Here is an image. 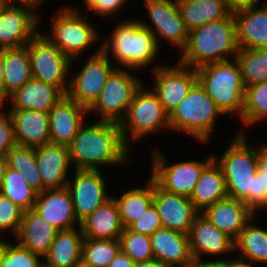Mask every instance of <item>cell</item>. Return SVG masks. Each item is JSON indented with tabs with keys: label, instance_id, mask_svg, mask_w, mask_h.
I'll list each match as a JSON object with an SVG mask.
<instances>
[{
	"label": "cell",
	"instance_id": "6da1fadb",
	"mask_svg": "<svg viewBox=\"0 0 267 267\" xmlns=\"http://www.w3.org/2000/svg\"><path fill=\"white\" fill-rule=\"evenodd\" d=\"M85 124L68 145L75 169L100 170L97 165L117 166L128 162L131 151L124 143L119 123L96 120L94 124Z\"/></svg>",
	"mask_w": 267,
	"mask_h": 267
},
{
	"label": "cell",
	"instance_id": "7a4b0ae2",
	"mask_svg": "<svg viewBox=\"0 0 267 267\" xmlns=\"http://www.w3.org/2000/svg\"><path fill=\"white\" fill-rule=\"evenodd\" d=\"M238 51L236 21L232 14L191 29L178 62L198 69L206 64L230 60L226 56L229 54L235 59Z\"/></svg>",
	"mask_w": 267,
	"mask_h": 267
},
{
	"label": "cell",
	"instance_id": "3957f363",
	"mask_svg": "<svg viewBox=\"0 0 267 267\" xmlns=\"http://www.w3.org/2000/svg\"><path fill=\"white\" fill-rule=\"evenodd\" d=\"M103 42L101 51L107 57L112 55L121 66L132 70L146 68L155 61L160 50L150 30L133 19L115 25L112 34Z\"/></svg>",
	"mask_w": 267,
	"mask_h": 267
},
{
	"label": "cell",
	"instance_id": "277c9868",
	"mask_svg": "<svg viewBox=\"0 0 267 267\" xmlns=\"http://www.w3.org/2000/svg\"><path fill=\"white\" fill-rule=\"evenodd\" d=\"M196 71L197 81L222 114H236L241 118L246 86L238 62L234 59L210 63Z\"/></svg>",
	"mask_w": 267,
	"mask_h": 267
},
{
	"label": "cell",
	"instance_id": "5b68a950",
	"mask_svg": "<svg viewBox=\"0 0 267 267\" xmlns=\"http://www.w3.org/2000/svg\"><path fill=\"white\" fill-rule=\"evenodd\" d=\"M243 130L236 134L222 156L216 159L221 166L227 195L241 200L252 210L253 177L257 174V150L246 143Z\"/></svg>",
	"mask_w": 267,
	"mask_h": 267
},
{
	"label": "cell",
	"instance_id": "8992f818",
	"mask_svg": "<svg viewBox=\"0 0 267 267\" xmlns=\"http://www.w3.org/2000/svg\"><path fill=\"white\" fill-rule=\"evenodd\" d=\"M222 115L197 81L187 96L169 113V127L189 133L196 141L205 143L212 136L216 118Z\"/></svg>",
	"mask_w": 267,
	"mask_h": 267
},
{
	"label": "cell",
	"instance_id": "52a82bcc",
	"mask_svg": "<svg viewBox=\"0 0 267 267\" xmlns=\"http://www.w3.org/2000/svg\"><path fill=\"white\" fill-rule=\"evenodd\" d=\"M141 87L136 91L125 118L119 123L124 143L130 148L133 140L170 129L169 114L152 88ZM129 132V133H128Z\"/></svg>",
	"mask_w": 267,
	"mask_h": 267
},
{
	"label": "cell",
	"instance_id": "ba28073f",
	"mask_svg": "<svg viewBox=\"0 0 267 267\" xmlns=\"http://www.w3.org/2000/svg\"><path fill=\"white\" fill-rule=\"evenodd\" d=\"M55 15H52L50 33L43 34L71 60L81 56L98 40L96 29L88 21V13L80 14L78 7L65 5Z\"/></svg>",
	"mask_w": 267,
	"mask_h": 267
},
{
	"label": "cell",
	"instance_id": "9c48e42d",
	"mask_svg": "<svg viewBox=\"0 0 267 267\" xmlns=\"http://www.w3.org/2000/svg\"><path fill=\"white\" fill-rule=\"evenodd\" d=\"M27 49L32 78L59 87L67 94V78L75 59L71 60L41 32L28 42Z\"/></svg>",
	"mask_w": 267,
	"mask_h": 267
},
{
	"label": "cell",
	"instance_id": "30bf717a",
	"mask_svg": "<svg viewBox=\"0 0 267 267\" xmlns=\"http://www.w3.org/2000/svg\"><path fill=\"white\" fill-rule=\"evenodd\" d=\"M129 70L120 67L111 72L100 96L88 109V113L100 112L102 121L120 123L125 118L136 91L143 84L134 76L132 69Z\"/></svg>",
	"mask_w": 267,
	"mask_h": 267
},
{
	"label": "cell",
	"instance_id": "8fae6325",
	"mask_svg": "<svg viewBox=\"0 0 267 267\" xmlns=\"http://www.w3.org/2000/svg\"><path fill=\"white\" fill-rule=\"evenodd\" d=\"M214 155L206 158L205 162L188 160L172 165L166 164L165 154L153 150L150 177L164 190L190 197L200 179L203 169L214 159Z\"/></svg>",
	"mask_w": 267,
	"mask_h": 267
},
{
	"label": "cell",
	"instance_id": "7c38bea8",
	"mask_svg": "<svg viewBox=\"0 0 267 267\" xmlns=\"http://www.w3.org/2000/svg\"><path fill=\"white\" fill-rule=\"evenodd\" d=\"M115 68L111 59L102 51L101 47L89 57L80 72L69 79L67 96L79 105L89 109L100 96L108 76Z\"/></svg>",
	"mask_w": 267,
	"mask_h": 267
},
{
	"label": "cell",
	"instance_id": "4fadbf2b",
	"mask_svg": "<svg viewBox=\"0 0 267 267\" xmlns=\"http://www.w3.org/2000/svg\"><path fill=\"white\" fill-rule=\"evenodd\" d=\"M143 1L148 10L150 23H153L155 30L150 24L140 19L141 25L148 28L156 37L158 45L161 43L159 40L161 38L169 41V43H172L175 47L177 46L182 51L188 41L189 30L186 28L177 0Z\"/></svg>",
	"mask_w": 267,
	"mask_h": 267
},
{
	"label": "cell",
	"instance_id": "5bb4252c",
	"mask_svg": "<svg viewBox=\"0 0 267 267\" xmlns=\"http://www.w3.org/2000/svg\"><path fill=\"white\" fill-rule=\"evenodd\" d=\"M153 72L152 90L157 94L163 104L164 110L169 114L189 93L197 82V71L194 68L181 65H156Z\"/></svg>",
	"mask_w": 267,
	"mask_h": 267
},
{
	"label": "cell",
	"instance_id": "9a60e30c",
	"mask_svg": "<svg viewBox=\"0 0 267 267\" xmlns=\"http://www.w3.org/2000/svg\"><path fill=\"white\" fill-rule=\"evenodd\" d=\"M74 179L67 182L79 224L111 196L107 194L105 179L99 169H75Z\"/></svg>",
	"mask_w": 267,
	"mask_h": 267
},
{
	"label": "cell",
	"instance_id": "2e32d148",
	"mask_svg": "<svg viewBox=\"0 0 267 267\" xmlns=\"http://www.w3.org/2000/svg\"><path fill=\"white\" fill-rule=\"evenodd\" d=\"M41 16L29 8L0 2V49L28 44L40 31Z\"/></svg>",
	"mask_w": 267,
	"mask_h": 267
},
{
	"label": "cell",
	"instance_id": "e0dca14e",
	"mask_svg": "<svg viewBox=\"0 0 267 267\" xmlns=\"http://www.w3.org/2000/svg\"><path fill=\"white\" fill-rule=\"evenodd\" d=\"M153 203L156 206L162 227L187 234L200 213L189 197L162 189L153 180Z\"/></svg>",
	"mask_w": 267,
	"mask_h": 267
},
{
	"label": "cell",
	"instance_id": "ac0fdd59",
	"mask_svg": "<svg viewBox=\"0 0 267 267\" xmlns=\"http://www.w3.org/2000/svg\"><path fill=\"white\" fill-rule=\"evenodd\" d=\"M192 257L221 256L235 250L234 240L199 213L188 233Z\"/></svg>",
	"mask_w": 267,
	"mask_h": 267
},
{
	"label": "cell",
	"instance_id": "d6986e66",
	"mask_svg": "<svg viewBox=\"0 0 267 267\" xmlns=\"http://www.w3.org/2000/svg\"><path fill=\"white\" fill-rule=\"evenodd\" d=\"M86 113L88 109L64 96L49 111L50 143L68 146L85 123Z\"/></svg>",
	"mask_w": 267,
	"mask_h": 267
},
{
	"label": "cell",
	"instance_id": "ffe728a7",
	"mask_svg": "<svg viewBox=\"0 0 267 267\" xmlns=\"http://www.w3.org/2000/svg\"><path fill=\"white\" fill-rule=\"evenodd\" d=\"M35 155L43 191L66 188L71 164L68 146L49 142L35 147Z\"/></svg>",
	"mask_w": 267,
	"mask_h": 267
},
{
	"label": "cell",
	"instance_id": "44dd1931",
	"mask_svg": "<svg viewBox=\"0 0 267 267\" xmlns=\"http://www.w3.org/2000/svg\"><path fill=\"white\" fill-rule=\"evenodd\" d=\"M33 210L59 231L80 226L67 188L39 192Z\"/></svg>",
	"mask_w": 267,
	"mask_h": 267
},
{
	"label": "cell",
	"instance_id": "7402d4cb",
	"mask_svg": "<svg viewBox=\"0 0 267 267\" xmlns=\"http://www.w3.org/2000/svg\"><path fill=\"white\" fill-rule=\"evenodd\" d=\"M200 213L234 241L239 237L245 225L256 217V214L244 202L230 197L206 207Z\"/></svg>",
	"mask_w": 267,
	"mask_h": 267
},
{
	"label": "cell",
	"instance_id": "603a6c76",
	"mask_svg": "<svg viewBox=\"0 0 267 267\" xmlns=\"http://www.w3.org/2000/svg\"><path fill=\"white\" fill-rule=\"evenodd\" d=\"M239 49L267 48V4L233 10Z\"/></svg>",
	"mask_w": 267,
	"mask_h": 267
},
{
	"label": "cell",
	"instance_id": "cb8c5ba5",
	"mask_svg": "<svg viewBox=\"0 0 267 267\" xmlns=\"http://www.w3.org/2000/svg\"><path fill=\"white\" fill-rule=\"evenodd\" d=\"M150 240L154 259L169 267H183L193 258L187 234L162 227Z\"/></svg>",
	"mask_w": 267,
	"mask_h": 267
},
{
	"label": "cell",
	"instance_id": "d4e9b609",
	"mask_svg": "<svg viewBox=\"0 0 267 267\" xmlns=\"http://www.w3.org/2000/svg\"><path fill=\"white\" fill-rule=\"evenodd\" d=\"M64 96L59 87L32 78L10 95V110L33 109L49 113Z\"/></svg>",
	"mask_w": 267,
	"mask_h": 267
},
{
	"label": "cell",
	"instance_id": "484cf974",
	"mask_svg": "<svg viewBox=\"0 0 267 267\" xmlns=\"http://www.w3.org/2000/svg\"><path fill=\"white\" fill-rule=\"evenodd\" d=\"M58 231L32 209L24 211L18 234L14 239L22 247L44 258Z\"/></svg>",
	"mask_w": 267,
	"mask_h": 267
},
{
	"label": "cell",
	"instance_id": "4316f807",
	"mask_svg": "<svg viewBox=\"0 0 267 267\" xmlns=\"http://www.w3.org/2000/svg\"><path fill=\"white\" fill-rule=\"evenodd\" d=\"M18 145L37 147L50 142L49 113L26 109L10 110Z\"/></svg>",
	"mask_w": 267,
	"mask_h": 267
},
{
	"label": "cell",
	"instance_id": "83f0119b",
	"mask_svg": "<svg viewBox=\"0 0 267 267\" xmlns=\"http://www.w3.org/2000/svg\"><path fill=\"white\" fill-rule=\"evenodd\" d=\"M80 227L84 238L119 239L124 227L113 195L85 218Z\"/></svg>",
	"mask_w": 267,
	"mask_h": 267
},
{
	"label": "cell",
	"instance_id": "f1b7e54d",
	"mask_svg": "<svg viewBox=\"0 0 267 267\" xmlns=\"http://www.w3.org/2000/svg\"><path fill=\"white\" fill-rule=\"evenodd\" d=\"M224 173L213 159L202 171L189 199L202 212L206 207L227 198Z\"/></svg>",
	"mask_w": 267,
	"mask_h": 267
},
{
	"label": "cell",
	"instance_id": "f546056e",
	"mask_svg": "<svg viewBox=\"0 0 267 267\" xmlns=\"http://www.w3.org/2000/svg\"><path fill=\"white\" fill-rule=\"evenodd\" d=\"M83 241L80 226L79 229L60 230L44 259L54 267H78L81 265Z\"/></svg>",
	"mask_w": 267,
	"mask_h": 267
},
{
	"label": "cell",
	"instance_id": "4dcf8cb0",
	"mask_svg": "<svg viewBox=\"0 0 267 267\" xmlns=\"http://www.w3.org/2000/svg\"><path fill=\"white\" fill-rule=\"evenodd\" d=\"M177 3L189 31L233 14L227 0H177Z\"/></svg>",
	"mask_w": 267,
	"mask_h": 267
},
{
	"label": "cell",
	"instance_id": "1f68e13d",
	"mask_svg": "<svg viewBox=\"0 0 267 267\" xmlns=\"http://www.w3.org/2000/svg\"><path fill=\"white\" fill-rule=\"evenodd\" d=\"M254 217L245 225L239 237L234 241L235 252L239 250V257H235L251 266L253 263L267 264V230L252 225Z\"/></svg>",
	"mask_w": 267,
	"mask_h": 267
},
{
	"label": "cell",
	"instance_id": "d6a6232c",
	"mask_svg": "<svg viewBox=\"0 0 267 267\" xmlns=\"http://www.w3.org/2000/svg\"><path fill=\"white\" fill-rule=\"evenodd\" d=\"M4 85L11 95L32 79L27 45L4 49Z\"/></svg>",
	"mask_w": 267,
	"mask_h": 267
},
{
	"label": "cell",
	"instance_id": "836d02e7",
	"mask_svg": "<svg viewBox=\"0 0 267 267\" xmlns=\"http://www.w3.org/2000/svg\"><path fill=\"white\" fill-rule=\"evenodd\" d=\"M145 187L125 191L120 197L113 196L124 228L140 218L153 203V179L149 176Z\"/></svg>",
	"mask_w": 267,
	"mask_h": 267
},
{
	"label": "cell",
	"instance_id": "e575fe53",
	"mask_svg": "<svg viewBox=\"0 0 267 267\" xmlns=\"http://www.w3.org/2000/svg\"><path fill=\"white\" fill-rule=\"evenodd\" d=\"M7 165L18 171L38 193L43 191V182L36 161L35 147L14 145L6 155Z\"/></svg>",
	"mask_w": 267,
	"mask_h": 267
},
{
	"label": "cell",
	"instance_id": "d590c367",
	"mask_svg": "<svg viewBox=\"0 0 267 267\" xmlns=\"http://www.w3.org/2000/svg\"><path fill=\"white\" fill-rule=\"evenodd\" d=\"M235 60L245 86L267 81V48L239 49Z\"/></svg>",
	"mask_w": 267,
	"mask_h": 267
},
{
	"label": "cell",
	"instance_id": "8d00e7d4",
	"mask_svg": "<svg viewBox=\"0 0 267 267\" xmlns=\"http://www.w3.org/2000/svg\"><path fill=\"white\" fill-rule=\"evenodd\" d=\"M0 193L24 211L34 208L38 194L18 171L10 167L6 168Z\"/></svg>",
	"mask_w": 267,
	"mask_h": 267
},
{
	"label": "cell",
	"instance_id": "74e56055",
	"mask_svg": "<svg viewBox=\"0 0 267 267\" xmlns=\"http://www.w3.org/2000/svg\"><path fill=\"white\" fill-rule=\"evenodd\" d=\"M119 251V239L84 238L81 265L84 267H108Z\"/></svg>",
	"mask_w": 267,
	"mask_h": 267
},
{
	"label": "cell",
	"instance_id": "f35d334b",
	"mask_svg": "<svg viewBox=\"0 0 267 267\" xmlns=\"http://www.w3.org/2000/svg\"><path fill=\"white\" fill-rule=\"evenodd\" d=\"M267 120V81L246 86L244 108L240 120L246 126Z\"/></svg>",
	"mask_w": 267,
	"mask_h": 267
},
{
	"label": "cell",
	"instance_id": "ab89813d",
	"mask_svg": "<svg viewBox=\"0 0 267 267\" xmlns=\"http://www.w3.org/2000/svg\"><path fill=\"white\" fill-rule=\"evenodd\" d=\"M120 250L124 252L135 264L153 260L149 235H143L124 228L119 236Z\"/></svg>",
	"mask_w": 267,
	"mask_h": 267
},
{
	"label": "cell",
	"instance_id": "60d3db41",
	"mask_svg": "<svg viewBox=\"0 0 267 267\" xmlns=\"http://www.w3.org/2000/svg\"><path fill=\"white\" fill-rule=\"evenodd\" d=\"M24 210L0 193V233L12 232L14 237L18 234Z\"/></svg>",
	"mask_w": 267,
	"mask_h": 267
},
{
	"label": "cell",
	"instance_id": "b9f144b4",
	"mask_svg": "<svg viewBox=\"0 0 267 267\" xmlns=\"http://www.w3.org/2000/svg\"><path fill=\"white\" fill-rule=\"evenodd\" d=\"M41 257L18 243L8 244L0 267H37Z\"/></svg>",
	"mask_w": 267,
	"mask_h": 267
},
{
	"label": "cell",
	"instance_id": "7bdbcfd3",
	"mask_svg": "<svg viewBox=\"0 0 267 267\" xmlns=\"http://www.w3.org/2000/svg\"><path fill=\"white\" fill-rule=\"evenodd\" d=\"M128 228L133 232L149 236L157 229L162 228L161 219L154 203H152L146 212L134 221Z\"/></svg>",
	"mask_w": 267,
	"mask_h": 267
},
{
	"label": "cell",
	"instance_id": "ee69618b",
	"mask_svg": "<svg viewBox=\"0 0 267 267\" xmlns=\"http://www.w3.org/2000/svg\"><path fill=\"white\" fill-rule=\"evenodd\" d=\"M16 144L10 112H0V156H6Z\"/></svg>",
	"mask_w": 267,
	"mask_h": 267
},
{
	"label": "cell",
	"instance_id": "f6af8a7d",
	"mask_svg": "<svg viewBox=\"0 0 267 267\" xmlns=\"http://www.w3.org/2000/svg\"><path fill=\"white\" fill-rule=\"evenodd\" d=\"M88 10L93 11L94 14H98L104 18L112 15L116 11L120 10L124 3L128 0H84Z\"/></svg>",
	"mask_w": 267,
	"mask_h": 267
},
{
	"label": "cell",
	"instance_id": "bcb514c9",
	"mask_svg": "<svg viewBox=\"0 0 267 267\" xmlns=\"http://www.w3.org/2000/svg\"><path fill=\"white\" fill-rule=\"evenodd\" d=\"M267 209V176H261L258 172L253 177L252 211Z\"/></svg>",
	"mask_w": 267,
	"mask_h": 267
},
{
	"label": "cell",
	"instance_id": "7dc6e473",
	"mask_svg": "<svg viewBox=\"0 0 267 267\" xmlns=\"http://www.w3.org/2000/svg\"><path fill=\"white\" fill-rule=\"evenodd\" d=\"M257 150V168L261 176H267V143L262 144Z\"/></svg>",
	"mask_w": 267,
	"mask_h": 267
},
{
	"label": "cell",
	"instance_id": "c3c4849f",
	"mask_svg": "<svg viewBox=\"0 0 267 267\" xmlns=\"http://www.w3.org/2000/svg\"><path fill=\"white\" fill-rule=\"evenodd\" d=\"M4 49H0V108L5 101L10 99V95L6 92L4 85Z\"/></svg>",
	"mask_w": 267,
	"mask_h": 267
},
{
	"label": "cell",
	"instance_id": "681fc988",
	"mask_svg": "<svg viewBox=\"0 0 267 267\" xmlns=\"http://www.w3.org/2000/svg\"><path fill=\"white\" fill-rule=\"evenodd\" d=\"M108 267H135V263L120 250Z\"/></svg>",
	"mask_w": 267,
	"mask_h": 267
},
{
	"label": "cell",
	"instance_id": "f907efd6",
	"mask_svg": "<svg viewBox=\"0 0 267 267\" xmlns=\"http://www.w3.org/2000/svg\"><path fill=\"white\" fill-rule=\"evenodd\" d=\"M14 1L16 3H14ZM45 0H0V2L8 4V5H12V6H19V7H25V8H29L32 11L35 12L36 8H38L37 6H39V4Z\"/></svg>",
	"mask_w": 267,
	"mask_h": 267
},
{
	"label": "cell",
	"instance_id": "816d5d0a",
	"mask_svg": "<svg viewBox=\"0 0 267 267\" xmlns=\"http://www.w3.org/2000/svg\"><path fill=\"white\" fill-rule=\"evenodd\" d=\"M183 267H221V260L202 261L199 258H192V260Z\"/></svg>",
	"mask_w": 267,
	"mask_h": 267
},
{
	"label": "cell",
	"instance_id": "f5cc1de1",
	"mask_svg": "<svg viewBox=\"0 0 267 267\" xmlns=\"http://www.w3.org/2000/svg\"><path fill=\"white\" fill-rule=\"evenodd\" d=\"M233 10L247 6H257L259 0H227Z\"/></svg>",
	"mask_w": 267,
	"mask_h": 267
},
{
	"label": "cell",
	"instance_id": "db71d44e",
	"mask_svg": "<svg viewBox=\"0 0 267 267\" xmlns=\"http://www.w3.org/2000/svg\"><path fill=\"white\" fill-rule=\"evenodd\" d=\"M221 267H254L249 265L248 263L241 261L237 258L233 259H221Z\"/></svg>",
	"mask_w": 267,
	"mask_h": 267
},
{
	"label": "cell",
	"instance_id": "11a10c76",
	"mask_svg": "<svg viewBox=\"0 0 267 267\" xmlns=\"http://www.w3.org/2000/svg\"><path fill=\"white\" fill-rule=\"evenodd\" d=\"M135 267H169L168 265L163 264L162 262L153 259L146 262L136 263Z\"/></svg>",
	"mask_w": 267,
	"mask_h": 267
},
{
	"label": "cell",
	"instance_id": "9f6ffc18",
	"mask_svg": "<svg viewBox=\"0 0 267 267\" xmlns=\"http://www.w3.org/2000/svg\"><path fill=\"white\" fill-rule=\"evenodd\" d=\"M7 167L8 165L6 156H0V189L3 183V178Z\"/></svg>",
	"mask_w": 267,
	"mask_h": 267
},
{
	"label": "cell",
	"instance_id": "6f0895ef",
	"mask_svg": "<svg viewBox=\"0 0 267 267\" xmlns=\"http://www.w3.org/2000/svg\"><path fill=\"white\" fill-rule=\"evenodd\" d=\"M8 241H3L0 239V266L3 262V258L5 256L6 250H7V246H8Z\"/></svg>",
	"mask_w": 267,
	"mask_h": 267
},
{
	"label": "cell",
	"instance_id": "680465c9",
	"mask_svg": "<svg viewBox=\"0 0 267 267\" xmlns=\"http://www.w3.org/2000/svg\"><path fill=\"white\" fill-rule=\"evenodd\" d=\"M41 262H39V264L37 265V267H54L51 264L47 263L46 261H42V259H40Z\"/></svg>",
	"mask_w": 267,
	"mask_h": 267
}]
</instances>
